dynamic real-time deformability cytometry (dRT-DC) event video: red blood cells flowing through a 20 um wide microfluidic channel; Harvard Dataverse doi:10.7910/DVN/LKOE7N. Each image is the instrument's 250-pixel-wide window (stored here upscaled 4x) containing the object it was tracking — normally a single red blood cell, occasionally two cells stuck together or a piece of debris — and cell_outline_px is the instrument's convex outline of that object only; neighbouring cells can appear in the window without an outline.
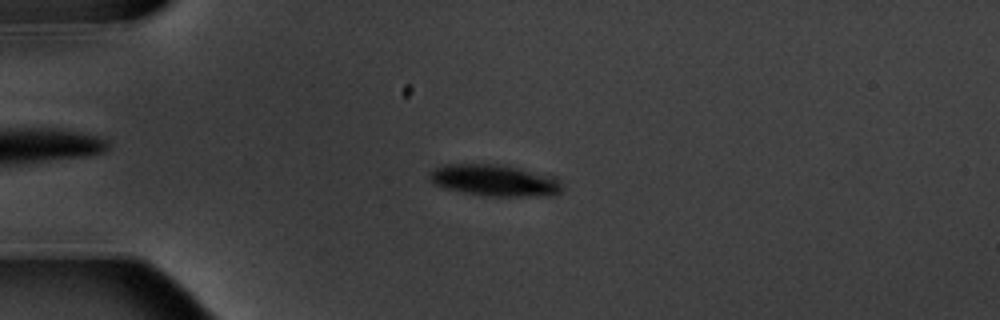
{"species": "common noctule bat (a hibernating species)", "species_latin": "Nyctalus noctula", "temperature_condition": "warm", "stored_images_in_passage": 5, "camera_frame_rate_fps": 3000, "um_per_image_px": 0.085, "animal": {"sex": "male", "body_mass_g": 20.1, "forearm_length_mm": 53.5}, "frame": {"image": 1, "passage_image": 4, "time_ms": 3.667, "image_size_px": [1000, 320], "cell_outline_px": [[564, 192], [556, 196], [480, 196], [448, 188], [436, 184], [428, 176], [428, 172], [444, 164], [500, 164], [556, 176], [564, 184]], "centroid_in_image_um": [42.17, 15.34], "position_along_channel_um": 42.8, "area_um2": 24.8}}